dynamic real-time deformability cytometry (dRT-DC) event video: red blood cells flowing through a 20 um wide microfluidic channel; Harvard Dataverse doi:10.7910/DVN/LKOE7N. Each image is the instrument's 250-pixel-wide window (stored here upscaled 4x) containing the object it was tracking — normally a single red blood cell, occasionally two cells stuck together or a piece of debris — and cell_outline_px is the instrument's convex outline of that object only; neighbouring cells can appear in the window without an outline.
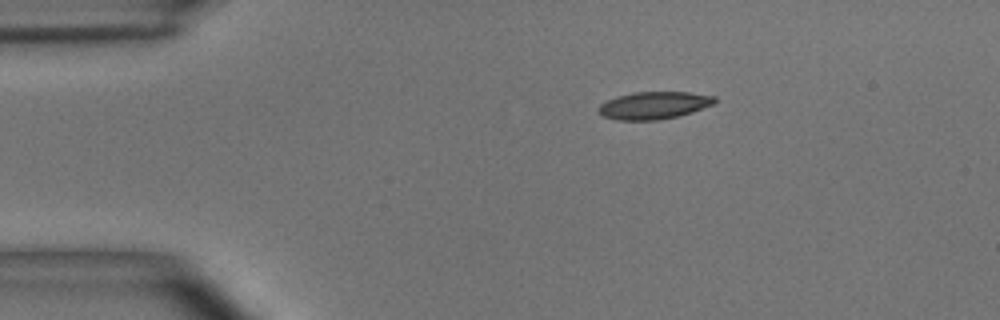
{"species": "common noctule bat (a hibernating species)", "species_latin": "Nyctalus noctula", "temperature_condition": "room temperature", "stored_images_in_passage": 45, "camera_frame_rate_fps": 3000, "um_per_image_px": 0.085, "animal": {"sex": "male", "body_mass_g": 15.6}, "frame": {"image": 1, "passage_image": 1, "time_ms": 0.0, "image_size_px": [1000, 320], "cell_outline_px": [[716, 104], [692, 112], [660, 120], [616, 120], [604, 116], [596, 108], [600, 104], [608, 100], [632, 92], [688, 92], [716, 96]], "centroid_in_image_um": [55.62, 8.95], "position_along_channel_um": 29.4, "area_um2": 18.55}}
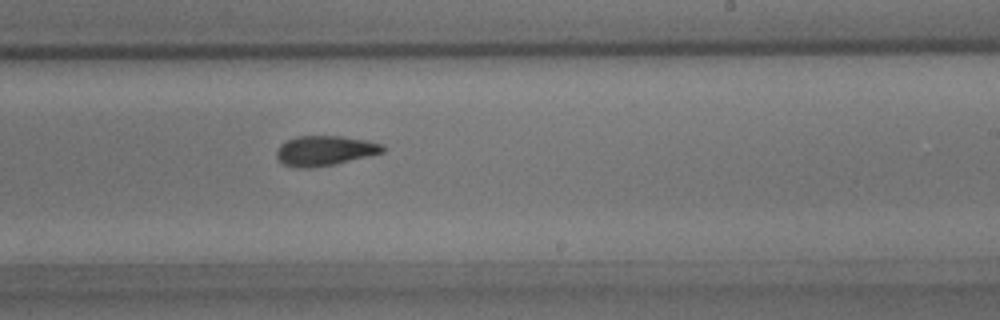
{"frame": {"image": 2, "passage_image": 24, "time_ms": 7.667, "image_size_px": [1000, 320], "cell_outline_px": [[384, 152], [368, 156], [332, 164], [312, 168], [296, 168], [284, 164], [276, 156], [276, 152], [280, 144], [296, 136], [340, 136], [364, 140], [384, 144]], "centroid_in_image_um": [27.59, 12.8], "position_along_channel_um": 261.4, "area_um2": 18.32}}
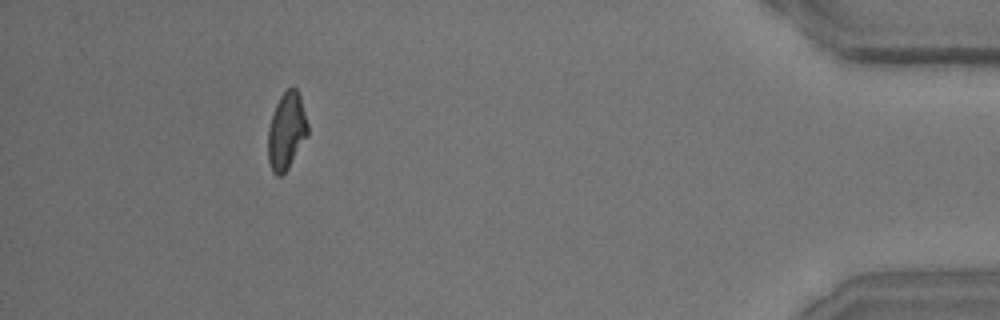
{"frame": {"image": 3, "passage_image": 41, "time_ms": 13.333, "image_size_px": [1000, 320], "cell_outline_px": [[308, 136], [288, 168], [280, 176], [276, 176], [272, 172], [268, 160], [268, 128], [272, 112], [280, 96], [292, 84], [296, 88], [300, 96], [308, 124]], "centroid_in_image_um": [24.35, 11.12], "position_along_channel_um": 410.9, "area_um2": 18.03}, "authors_computed_cell_mechanics": {"area_um2": 18.5538, "velocity_mm_per_s": 3.6678, "shape_relaxation_time_tau1_ms": 4.7639, "shape_relaxation_time_tau2_ms": 3.4065, "deformation_change_tau1": 0.1621, "deformation_change_tau2": 0.1044}}